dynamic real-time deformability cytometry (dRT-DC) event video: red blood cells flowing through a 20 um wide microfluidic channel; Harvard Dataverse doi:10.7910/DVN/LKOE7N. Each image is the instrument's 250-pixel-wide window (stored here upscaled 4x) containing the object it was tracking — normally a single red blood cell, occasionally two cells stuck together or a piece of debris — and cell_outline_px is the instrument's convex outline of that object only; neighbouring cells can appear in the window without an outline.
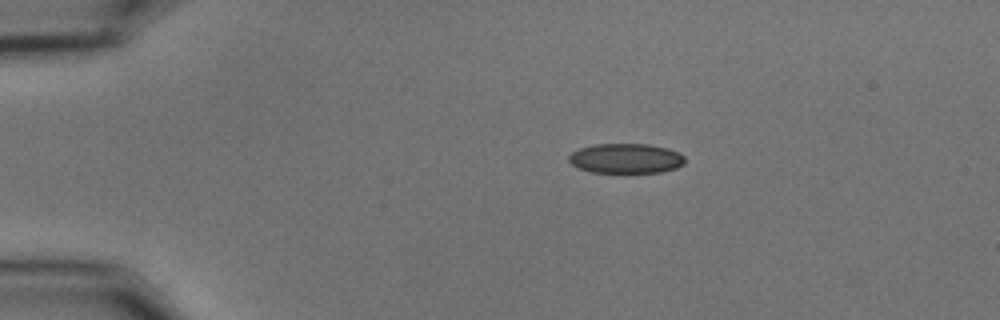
{"species": "common noctule bat (a hibernating species)", "species_latin": "Nyctalus noctula", "temperature_condition": "cold", "stored_images_in_passage": 56, "camera_frame_rate_fps": 3000, "um_per_image_px": 0.085, "animal": {"sex": "male", "body_mass_g": 15.6}, "frame": {"image": 1, "passage_image": 11, "time_ms": 3.333, "image_size_px": [1000, 320], "cell_outline_px": [[684, 164], [676, 168], [660, 172], [592, 172], [580, 168], [572, 164], [568, 160], [568, 156], [572, 152], [580, 148], [596, 144], [648, 144], [668, 148], [684, 156]], "centroid_in_image_um": [53.2, 13.46], "position_along_channel_um": 31.8, "area_um2": 20.0}}
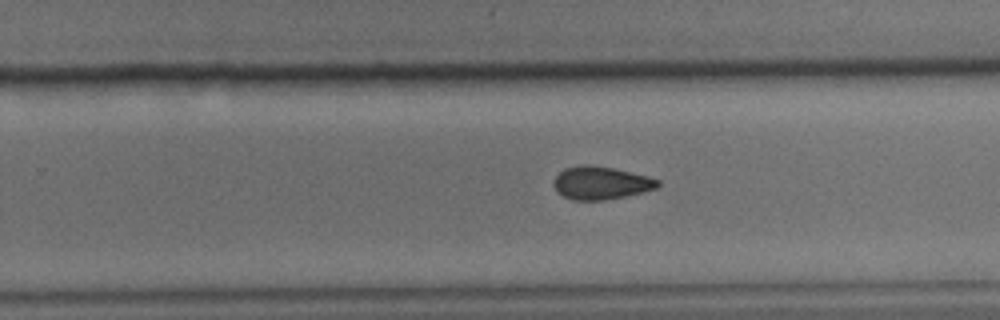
{"frame": {"image": 2, "passage_image": 36, "time_ms": 11.667, "image_size_px": [1000, 320], "cell_outline_px": [[660, 184], [656, 188], [624, 196], [604, 200], [572, 200], [556, 192], [552, 184], [556, 176], [564, 168], [580, 164], [592, 164], [612, 168], [648, 176], [660, 180]], "centroid_in_image_um": [51.03, 15.54], "position_along_channel_um": 278.8, "area_um2": 20.0}}
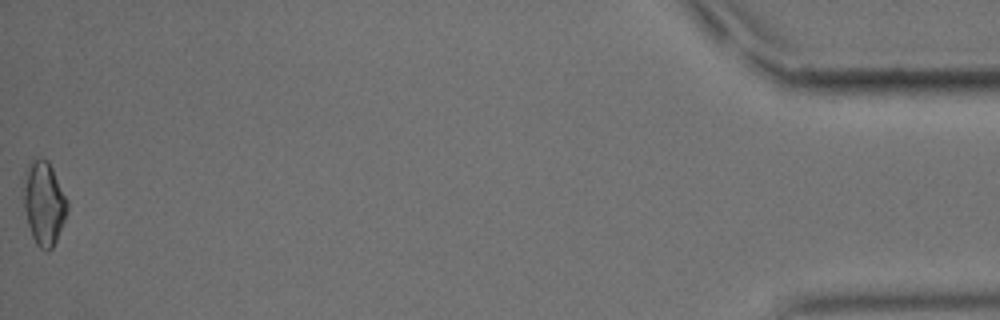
{"frame": {"image": 3, "passage_image": 56, "time_ms": 18.333, "image_size_px": [1000, 320], "cell_outline_px": [[68, 208], [64, 220], [56, 240], [52, 248], [48, 252], [40, 248], [36, 244], [32, 236], [28, 224], [24, 208], [24, 168], [36, 156], [40, 156], [48, 160], [68, 200]], "centroid_in_image_um": [3.72, 17.23], "position_along_channel_um": 431.5, "area_um2": 21.44}, "authors_computed_cell_mechanics": {"area_um2": 20.3167, "velocity_mm_per_s": 3.6232, "shape_relaxation_time_tau1_ms": 5.7376, "shape_relaxation_time_tau2_ms": 4.6499, "deformation_change_tau1": 0.1115, "deformation_change_tau2": 0.1027}}